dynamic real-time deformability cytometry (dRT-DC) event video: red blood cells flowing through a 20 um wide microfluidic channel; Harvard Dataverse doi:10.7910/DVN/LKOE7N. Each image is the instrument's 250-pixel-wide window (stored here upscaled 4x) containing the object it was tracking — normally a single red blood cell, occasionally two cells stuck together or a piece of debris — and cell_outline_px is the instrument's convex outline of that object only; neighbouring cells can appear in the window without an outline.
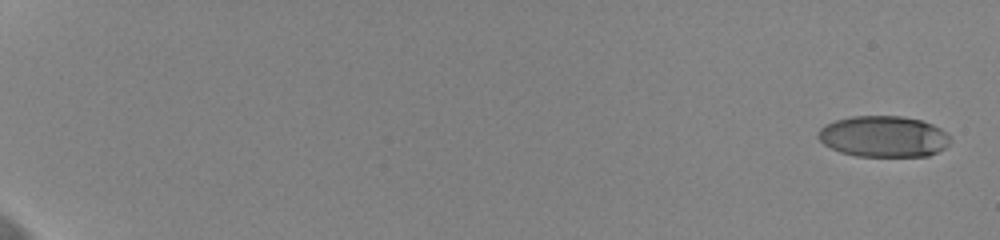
{"species": "human", "species_latin": "Homo sapiens", "temperature_condition": "cold", "stored_images_in_passage": 57, "camera_frame_rate_fps": 3000, "um_per_image_px": 0.085, "donor": {"sex": "female"}, "frame": {"image": 1, "passage_image": 1, "time_ms": 0.0, "image_size_px": [1000, 240], "cell_outline_px": [[952, 140], [944, 148], [928, 156], [856, 156], [840, 152], [824, 144], [816, 136], [816, 132], [824, 124], [836, 120], [852, 116], [900, 116], [920, 120], [932, 124], [940, 128]], "centroid_in_image_um": [75.07, 11.6], "position_along_channel_um": 9.9, "area_um2": 31.67}}
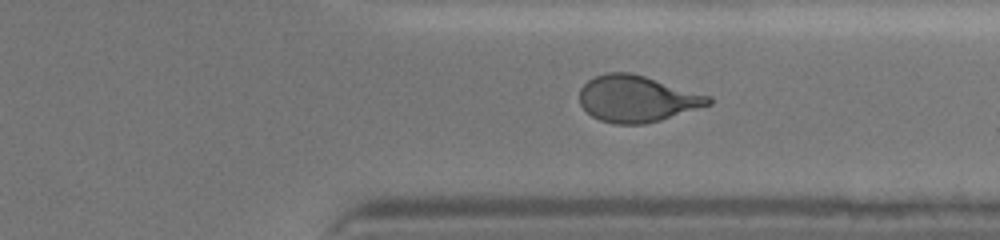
{"frame": {"image": 2, "passage_image": 46, "time_ms": 15.0, "image_size_px": [1000, 240], "cell_outline_px": [[712, 104], [660, 120], [644, 124], [616, 124], [600, 120], [592, 116], [580, 104], [580, 88], [588, 80], [596, 76], [608, 72], [628, 72], [644, 76], [712, 96]], "centroid_in_image_um": [54.15, 8.39], "position_along_channel_um": 357.3, "area_um2": 34.74}}
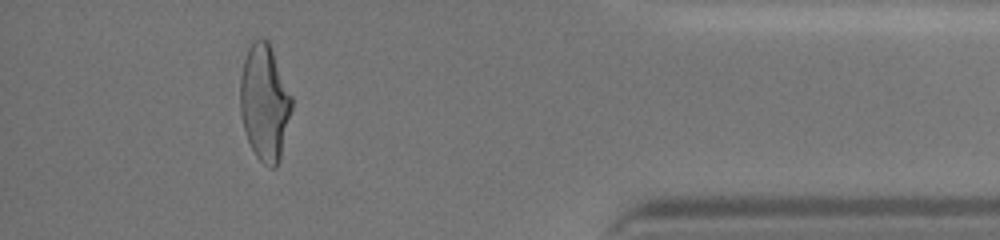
{"frame": {"image": 3, "passage_image": 53, "time_ms": 17.333, "image_size_px": [1000, 240], "cell_outline_px": [[292, 108], [280, 160], [276, 168], [268, 168], [256, 156], [248, 140], [244, 128], [240, 112], [240, 76], [244, 60], [248, 48], [252, 40], [260, 36], [268, 40], [292, 96]], "centroid_in_image_um": [22.49, 8.71], "position_along_channel_um": 412.7, "area_um2": 35.03}, "authors_computed_cell_mechanics": {"area_um2": 34.7378, "velocity_mm_per_s": 3.6532, "shape_relaxation_time_tau1_ms": 5.5811, "shape_relaxation_time_tau2_ms": 1.1157, "deformation_change_tau1": 0.1989, "deformation_change_tau2": 0.0812}}